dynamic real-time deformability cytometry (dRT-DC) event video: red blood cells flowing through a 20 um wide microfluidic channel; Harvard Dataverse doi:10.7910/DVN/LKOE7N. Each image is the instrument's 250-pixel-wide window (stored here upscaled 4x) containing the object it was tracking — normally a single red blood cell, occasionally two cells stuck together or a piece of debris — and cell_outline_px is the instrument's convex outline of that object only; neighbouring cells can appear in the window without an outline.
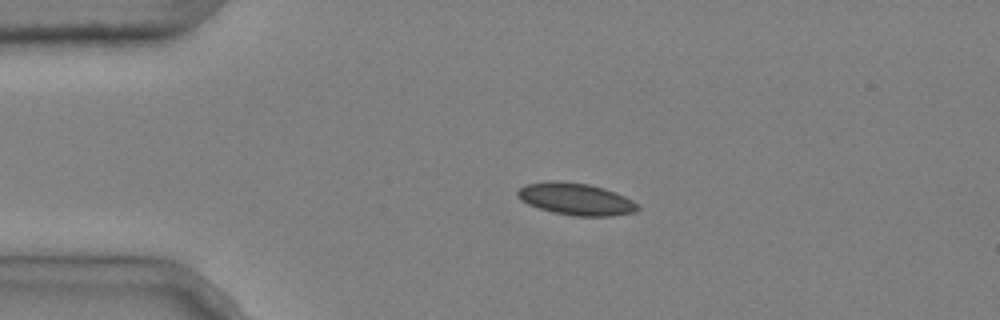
{"species": "common noctule bat (a hibernating species)", "species_latin": "Nyctalus noctula", "temperature_condition": "cold", "stored_images_in_passage": 3, "camera_frame_rate_fps": 3000, "um_per_image_px": 0.085, "animal": {"sex": "male", "body_mass_g": 20.4}, "frame": {"image": 1, "passage_image": 2, "time_ms": 0.333, "image_size_px": [1000, 320], "cell_outline_px": [[640, 208], [636, 212], [612, 216], [576, 216], [552, 212], [528, 204], [520, 200], [516, 196], [516, 192], [524, 184], [548, 180], [560, 180], [588, 184], [604, 188], [616, 192], [640, 204]], "centroid_in_image_um": [48.95, 16.91], "position_along_channel_um": 36.1, "area_um2": 22.77}}